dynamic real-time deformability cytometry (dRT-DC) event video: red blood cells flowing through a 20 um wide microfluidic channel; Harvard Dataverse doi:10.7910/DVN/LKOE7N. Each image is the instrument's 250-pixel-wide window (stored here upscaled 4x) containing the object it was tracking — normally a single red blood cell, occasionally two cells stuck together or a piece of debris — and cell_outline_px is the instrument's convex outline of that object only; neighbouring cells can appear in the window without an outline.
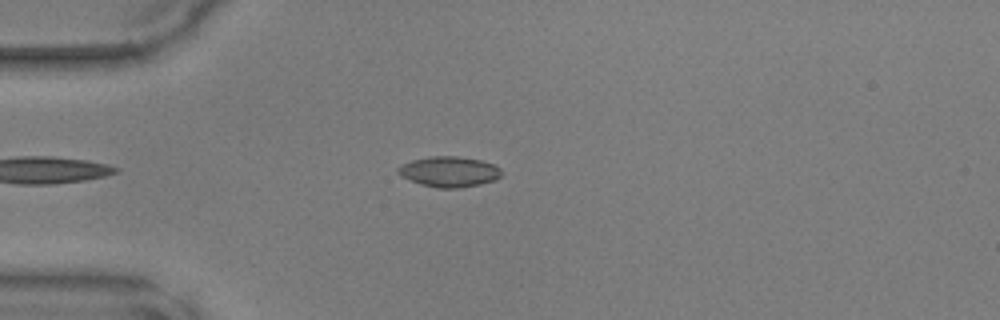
{"species": "common noctule bat (a hibernating species)", "species_latin": "Nyctalus noctula", "temperature_condition": "warm", "stored_images_in_passage": 38, "camera_frame_rate_fps": 3000, "um_per_image_px": 0.085, "animal": {"sex": "male", "body_mass_g": 17.9, "forearm_length_mm": 54.2}, "frame": {"image": 1, "passage_image": 3, "time_ms": 0.667, "image_size_px": [1000, 320], "cell_outline_px": [[500, 176], [496, 180], [480, 184], [460, 188], [436, 188], [420, 184], [400, 176], [396, 172], [396, 168], [412, 160], [428, 156], [456, 156], [480, 160], [496, 164], [500, 168]], "centroid_in_image_um": [38.17, 14.59], "position_along_channel_um": 46.8, "area_um2": 18.5}}
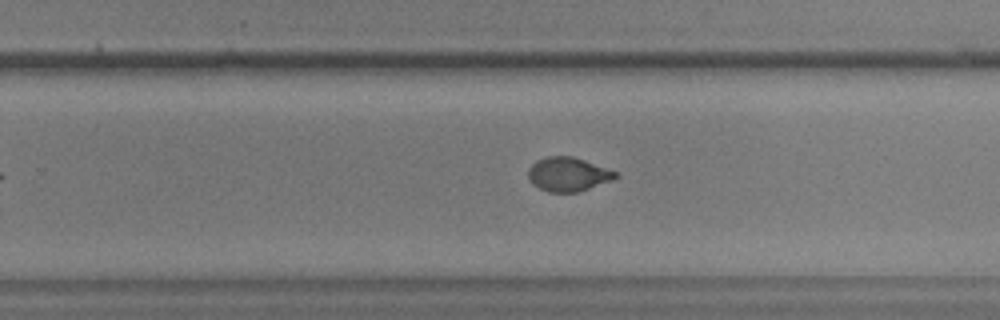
{"frame": {"image": 2, "passage_image": 21, "time_ms": 6.667, "image_size_px": [1000, 320], "cell_outline_px": [[620, 176], [612, 180], [576, 192], [548, 192], [532, 184], [528, 180], [528, 168], [536, 160], [544, 156], [572, 156], [584, 160], [616, 172]], "centroid_in_image_um": [48.23, 14.8], "position_along_channel_um": 281.6, "area_um2": 17.22}}
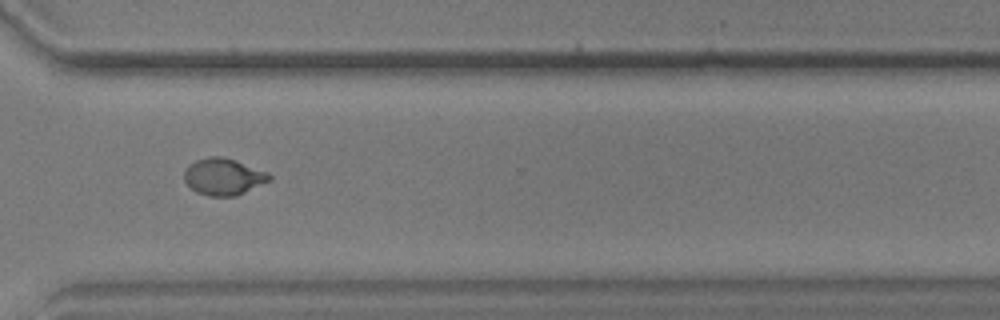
{"frame": {"image": 3, "passage_image": 26, "time_ms": 8.333, "image_size_px": [1000, 320], "cell_outline_px": [[272, 180], [236, 196], [208, 196], [196, 192], [184, 180], [184, 172], [188, 164], [196, 160], [208, 156], [224, 156], [236, 160], [268, 172], [272, 176]], "centroid_in_image_um": [19.01, 15.01], "position_along_channel_um": 351.6, "area_um2": 18.44}}